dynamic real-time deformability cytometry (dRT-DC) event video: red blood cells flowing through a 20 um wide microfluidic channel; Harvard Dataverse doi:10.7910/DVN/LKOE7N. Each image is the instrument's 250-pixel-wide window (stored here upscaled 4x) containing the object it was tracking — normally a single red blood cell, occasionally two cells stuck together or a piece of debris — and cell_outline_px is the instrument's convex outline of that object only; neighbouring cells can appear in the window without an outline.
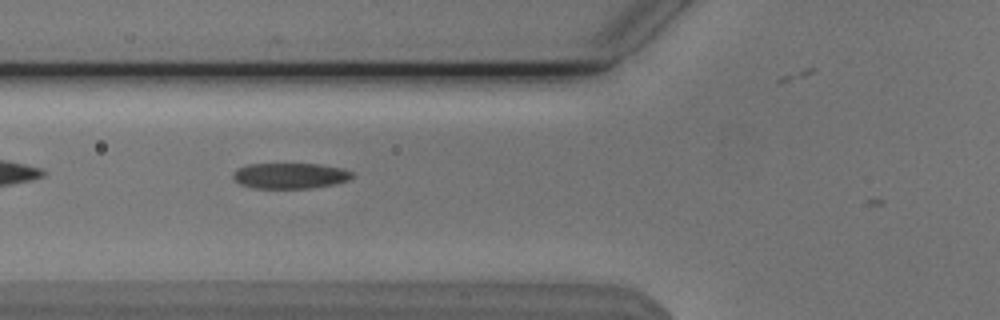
{"species": "Egyptian fruit bat (a non-hibernating species)", "species_latin": "Rousettus aegyptiacus", "temperature_condition": "cold", "stored_images_in_passage": 7, "camera_frame_rate_fps": 3000, "um_per_image_px": 0.085, "animal": {"sex": "male"}, "frame": {"image": 1, "passage_image": 3, "time_ms": 0.667, "image_size_px": [1000, 320], "cell_outline_px": [[352, 176], [348, 180], [332, 184], [312, 188], [256, 188], [240, 184], [232, 176], [232, 172], [236, 168], [248, 164], [320, 164], [344, 168], [352, 172]], "centroid_in_image_um": [24.63, 14.93], "position_along_channel_um": 101.2, "area_um2": 17.8}}